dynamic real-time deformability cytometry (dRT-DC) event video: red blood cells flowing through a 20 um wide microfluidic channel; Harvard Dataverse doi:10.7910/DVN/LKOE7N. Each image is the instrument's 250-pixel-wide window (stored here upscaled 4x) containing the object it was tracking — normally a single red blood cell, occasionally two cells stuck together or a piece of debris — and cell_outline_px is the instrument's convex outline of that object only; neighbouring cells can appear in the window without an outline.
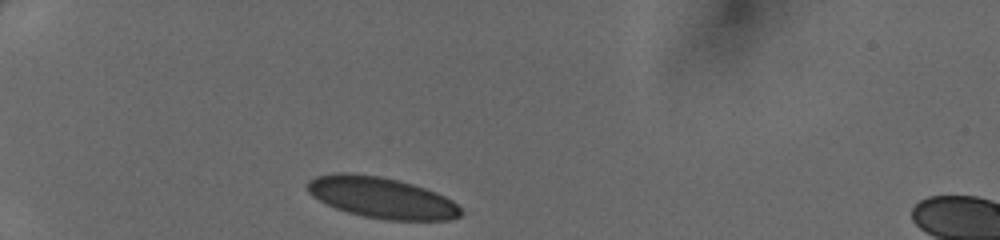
{"species": "human", "species_latin": "Homo sapiens", "temperature_condition": "cold", "stored_images_in_passage": 29, "camera_frame_rate_fps": 3000, "um_per_image_px": 0.085, "donor": {"sex": "female"}, "frame": {"image": 1, "passage_image": 1, "time_ms": 0.0, "image_size_px": [1000, 240], "cell_outline_px": [[464, 212], [460, 216], [452, 220], [388, 220], [364, 216], [348, 212], [336, 208], [312, 196], [308, 192], [304, 184], [308, 180], [316, 176], [336, 172], [348, 172], [380, 176], [400, 180], [436, 192], [452, 200]], "centroid_in_image_um": [32.42, 16.79], "position_along_channel_um": 52.6, "area_um2": 36.88}}
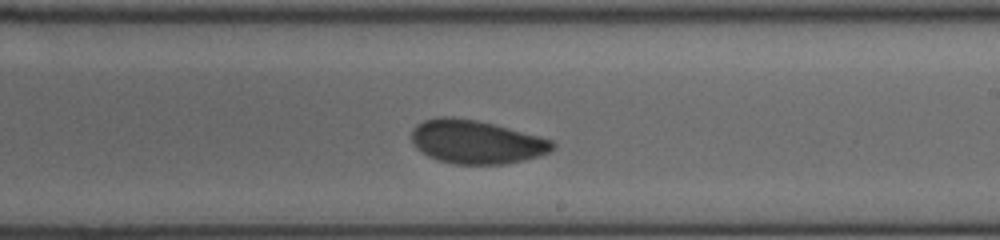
{"frame": {"image": 2, "passage_image": 17, "time_ms": 5.333, "image_size_px": [1000, 240], "cell_outline_px": [[556, 148], [540, 156], [524, 160], [504, 164], [456, 164], [440, 160], [428, 156], [420, 152], [412, 144], [412, 128], [416, 124], [424, 120], [440, 116], [452, 116], [476, 120], [540, 136], [552, 140], [556, 144]], "centroid_in_image_um": [40.47, 12.06], "position_along_channel_um": 248.5, "area_um2": 35.89}}
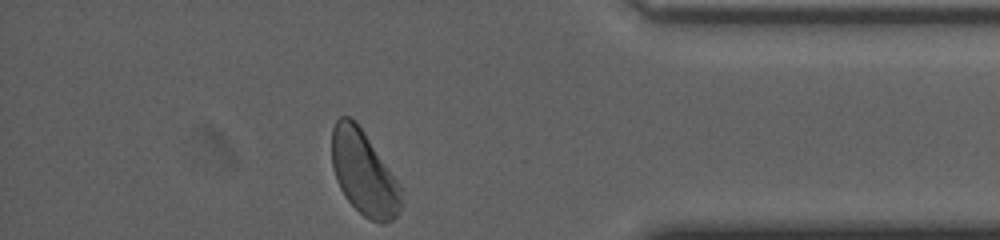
{"frame": {"image": 3, "passage_image": 29, "time_ms": 9.333, "image_size_px": [1000, 240], "cell_outline_px": [[400, 208], [396, 216], [392, 220], [384, 224], [380, 224], [364, 216], [344, 196], [336, 180], [332, 168], [332, 128], [336, 120], [340, 116], [348, 116], [356, 120], [400, 184]], "centroid_in_image_um": [30.9, 14.68], "position_along_channel_um": 404.3, "area_um2": 33.99}}